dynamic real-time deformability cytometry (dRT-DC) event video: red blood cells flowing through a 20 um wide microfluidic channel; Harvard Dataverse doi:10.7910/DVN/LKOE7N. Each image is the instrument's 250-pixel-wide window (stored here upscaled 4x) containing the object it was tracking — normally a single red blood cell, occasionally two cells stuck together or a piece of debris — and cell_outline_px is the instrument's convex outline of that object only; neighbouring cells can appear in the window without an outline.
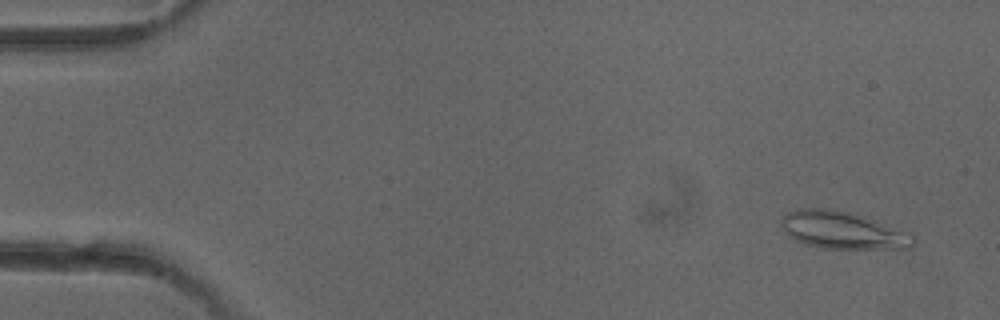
{"species": "common noctule bat (a hibernating species)", "species_latin": "Nyctalus noctula", "temperature_condition": "cold", "stored_images_in_passage": 4, "camera_frame_rate_fps": 3000, "um_per_image_px": 0.085, "animal": {"sex": "female"}, "frame": {"image": 1, "passage_image": 1, "time_ms": 0.0, "image_size_px": [1000, 320], "cell_outline_px": [[916, 244], [912, 248], [820, 248], [804, 244], [792, 240], [784, 232], [780, 224], [780, 220], [788, 212], [800, 208], [832, 208], [848, 212], [876, 220], [912, 232], [916, 236]], "centroid_in_image_um": [71.65, 19.57], "position_along_channel_um": 13.4, "area_um2": 29.3}}